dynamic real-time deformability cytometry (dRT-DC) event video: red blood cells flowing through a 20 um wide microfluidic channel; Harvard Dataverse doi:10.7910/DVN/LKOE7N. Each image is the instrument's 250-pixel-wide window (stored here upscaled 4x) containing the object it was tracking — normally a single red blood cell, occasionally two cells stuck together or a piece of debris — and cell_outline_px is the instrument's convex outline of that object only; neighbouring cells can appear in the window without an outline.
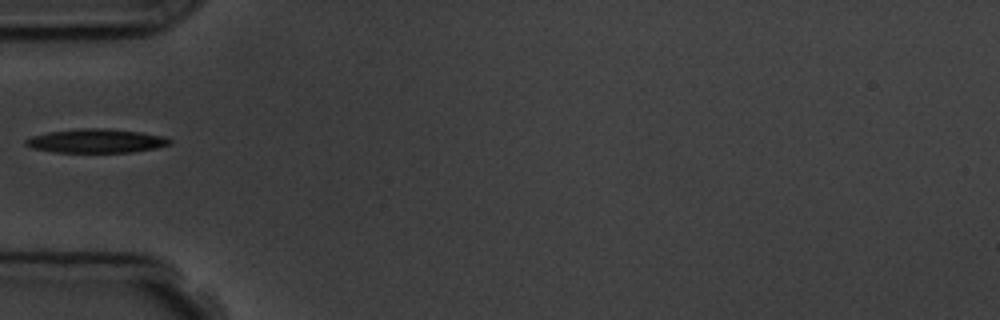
{"species": "common noctule bat (a hibernating species)", "species_latin": "Nyctalus noctula", "temperature_condition": "room temperature", "stored_images_in_passage": 6, "camera_frame_rate_fps": 3000, "um_per_image_px": 0.085, "animal": {"sex": "male", "body_mass_g": 19.5, "forearm_length_mm": 54.6}, "frame": {"image": 1, "passage_image": 5, "time_ms": 4.667, "image_size_px": [1000, 320], "cell_outline_px": [[172, 144], [156, 148], [132, 152], [52, 152], [32, 148], [24, 144], [24, 140], [28, 136], [48, 132], [80, 128], [108, 128], [140, 132], [164, 136], [172, 140]], "centroid_in_image_um": [8.15, 11.97], "position_along_channel_um": 76.8, "area_um2": 20.29}}